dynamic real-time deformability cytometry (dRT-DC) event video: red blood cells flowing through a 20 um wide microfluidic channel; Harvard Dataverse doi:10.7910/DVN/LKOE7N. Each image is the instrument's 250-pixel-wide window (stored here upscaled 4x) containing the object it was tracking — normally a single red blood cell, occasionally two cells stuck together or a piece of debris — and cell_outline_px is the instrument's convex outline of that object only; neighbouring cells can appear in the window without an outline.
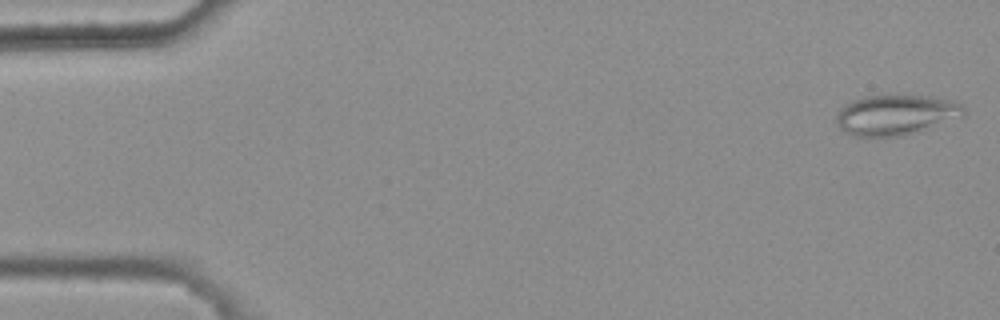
{"species": "common noctule bat (a hibernating species)", "species_latin": "Nyctalus noctula", "temperature_condition": "warm", "stored_images_in_passage": 6, "camera_frame_rate_fps": 3000, "um_per_image_px": 0.085, "animal": {"sex": "female", "body_mass_g": 25.1}, "frame": {"image": 1, "passage_image": 6, "time_ms": 1.667, "image_size_px": [1000, 320], "cell_outline_px": [[964, 116], [904, 136], [852, 136], [844, 132], [840, 128], [836, 120], [836, 116], [840, 108], [852, 100], [864, 96], [928, 96], [952, 100], [964, 104]], "centroid_in_image_um": [76.15, 9.77], "position_along_channel_um": 8.9, "area_um2": 29.82}}